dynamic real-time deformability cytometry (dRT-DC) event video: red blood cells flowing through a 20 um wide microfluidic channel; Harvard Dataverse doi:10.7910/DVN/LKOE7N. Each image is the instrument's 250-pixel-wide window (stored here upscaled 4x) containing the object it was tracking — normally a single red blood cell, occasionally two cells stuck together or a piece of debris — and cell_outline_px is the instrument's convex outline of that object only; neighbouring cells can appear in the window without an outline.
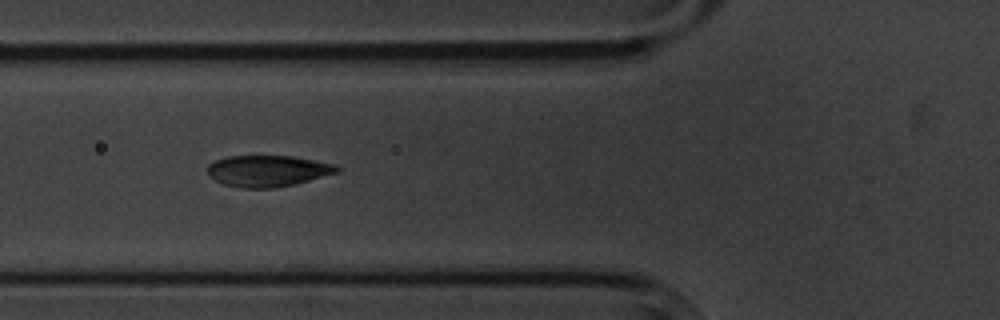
{"species": "common noctule bat (a hibernating species)", "species_latin": "Nyctalus noctula", "temperature_condition": "cold", "stored_images_in_passage": 13, "camera_frame_rate_fps": 3000, "um_per_image_px": 0.085, "animal": {"sex": "male", "body_mass_g": 20.1, "forearm_length_mm": 53.5}, "frame": {"image": 1, "passage_image": 3, "time_ms": 2.333, "image_size_px": [1000, 320], "cell_outline_px": [[344, 168], [340, 172], [296, 184], [272, 188], [240, 188], [224, 184], [208, 176], [208, 164], [216, 160], [228, 156], [292, 156], [316, 160], [332, 164]], "centroid_in_image_um": [22.8, 14.53], "position_along_channel_um": 103.0, "area_um2": 23.81}}
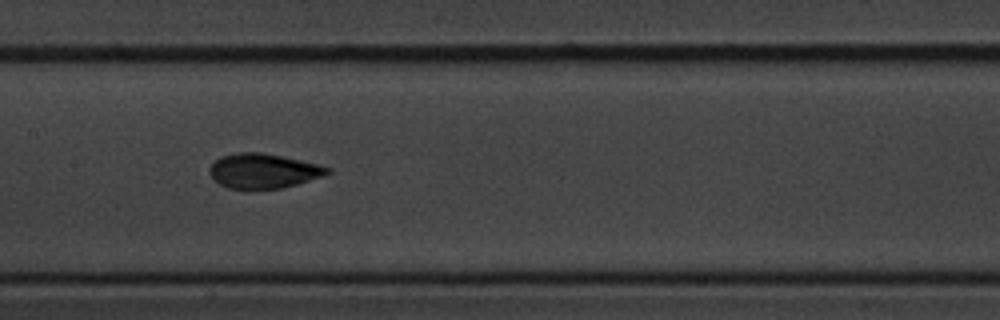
{"frame": {"image": 2, "passage_image": 5, "time_ms": 4.667, "image_size_px": [1000, 320], "cell_outline_px": [[332, 172], [296, 184], [280, 188], [228, 188], [220, 184], [208, 172], [208, 168], [220, 156], [236, 152], [260, 152], [320, 164], [328, 168]], "centroid_in_image_um": [22.34, 14.51], "position_along_channel_um": 185.1, "area_um2": 23.41}}
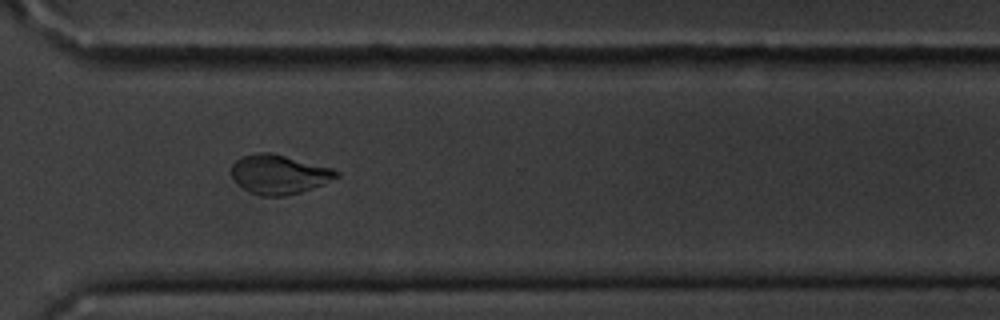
{"frame": {"image": 3, "passage_image": 9, "time_ms": 9.333, "image_size_px": [1000, 320], "cell_outline_px": [[340, 176], [324, 184], [300, 192], [284, 196], [264, 196], [252, 192], [244, 188], [232, 176], [232, 164], [236, 160], [244, 156], [260, 152], [268, 152], [332, 168], [340, 172]], "centroid_in_image_um": [23.76, 14.82], "position_along_channel_um": 346.8, "area_um2": 23.52}, "authors_computed_cell_mechanics": {"area_um2": 24.6228, "velocity_mm_per_s": 3.4721, "shape_relaxation_time_tau1_ms": 3.7313, "shape_relaxation_time_tau2_ms": null, "deformation_change_tau1": 0.1226, "deformation_change_tau2": null}}